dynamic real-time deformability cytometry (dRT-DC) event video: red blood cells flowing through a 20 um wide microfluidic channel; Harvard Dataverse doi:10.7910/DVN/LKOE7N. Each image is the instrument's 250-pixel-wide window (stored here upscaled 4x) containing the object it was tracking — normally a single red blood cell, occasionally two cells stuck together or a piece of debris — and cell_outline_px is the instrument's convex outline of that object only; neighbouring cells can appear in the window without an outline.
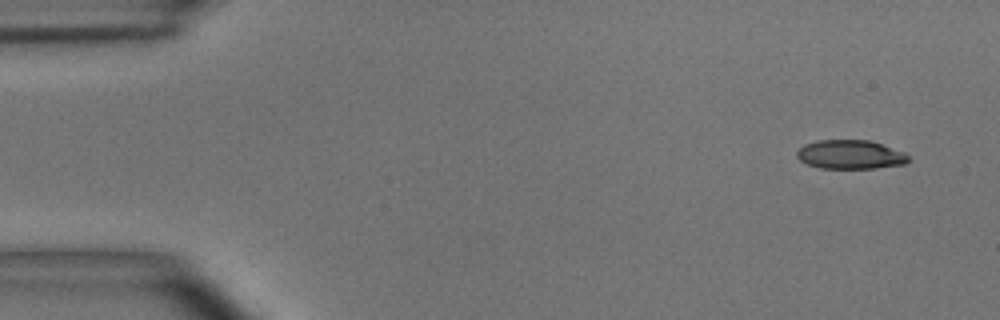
{"species": "common noctule bat (a hibernating species)", "species_latin": "Nyctalus noctula", "temperature_condition": "room temperature", "stored_images_in_passage": 5, "camera_frame_rate_fps": 3000, "um_per_image_px": 0.085, "animal": {"sex": "male", "body_mass_g": 15.6}, "frame": {"image": 1, "passage_image": 1, "time_ms": 0.0, "image_size_px": [1000, 320], "cell_outline_px": [[912, 160], [904, 164], [876, 168], [820, 168], [808, 164], [800, 160], [796, 156], [796, 152], [804, 144], [816, 140], [868, 140], [904, 152]], "centroid_in_image_um": [72.27, 13.14], "position_along_channel_um": 12.7, "area_um2": 18.79}}
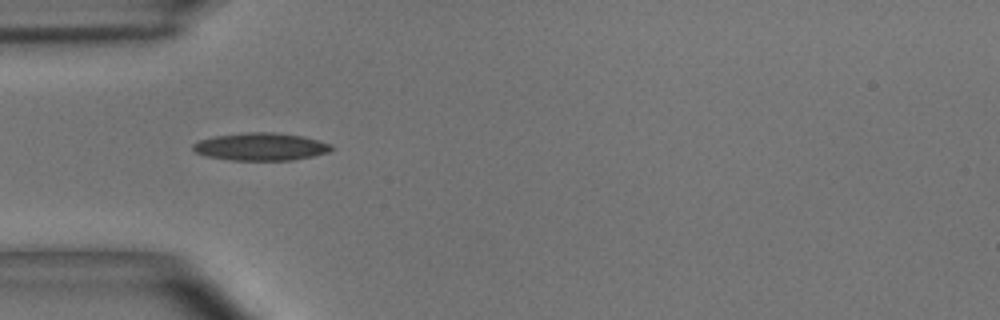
{"frame": {"image": 2, "passage_image": 4, "time_ms": 1.0, "image_size_px": [1000, 320], "cell_outline_px": [[336, 148], [328, 152], [312, 156], [292, 160], [232, 160], [204, 156], [196, 152], [192, 148], [192, 144], [200, 140], [212, 136], [244, 132], [272, 132], [300, 136], [332, 144]], "centroid_in_image_um": [22.14, 12.47], "position_along_channel_um": 62.9, "area_um2": 22.31}}
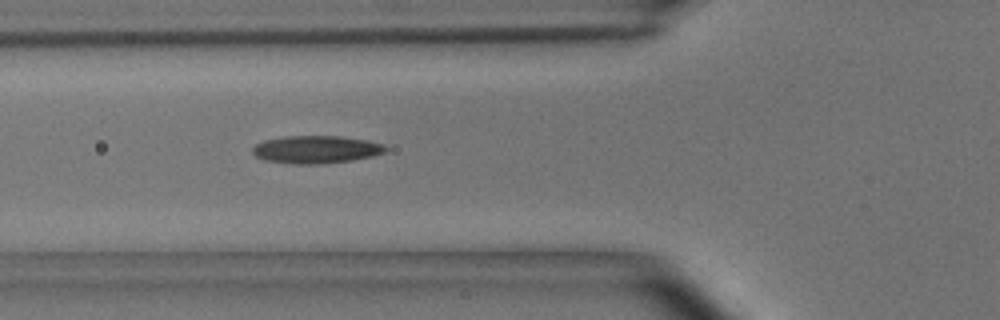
{"frame": {"image": 3, "passage_image": 5, "time_ms": 1.333, "image_size_px": [1000, 320], "cell_outline_px": [[388, 152], [372, 156], [352, 160], [320, 164], [292, 164], [264, 160], [256, 156], [252, 152], [252, 148], [256, 144], [264, 140], [284, 136], [340, 136], [368, 140], [384, 144], [388, 148]], "centroid_in_image_um": [26.89, 12.7], "position_along_channel_um": 98.9, "area_um2": 21.68}}